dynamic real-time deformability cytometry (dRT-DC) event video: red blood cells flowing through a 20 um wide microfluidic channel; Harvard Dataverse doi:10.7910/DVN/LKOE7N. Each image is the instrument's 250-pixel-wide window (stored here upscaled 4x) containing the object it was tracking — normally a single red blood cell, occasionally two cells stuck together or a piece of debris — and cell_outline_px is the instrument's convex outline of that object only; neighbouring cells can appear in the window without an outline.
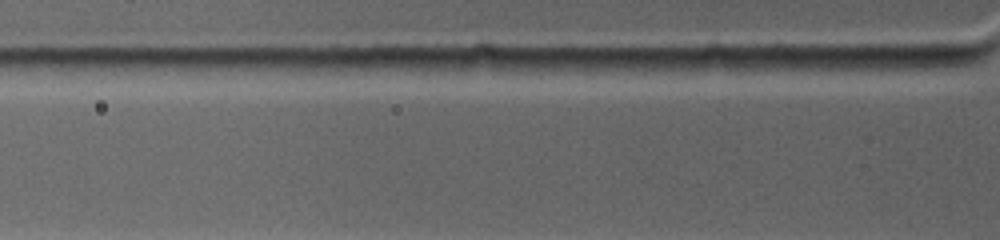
{"species": "common noctule bat (a hibernating species)", "species_latin": "Nyctalus noctula", "temperature_condition": "warm", "stored_images_in_passage": 3, "camera_frame_rate_fps": 4500, "um_per_image_px": 0.085, "animal": {"sex": "female", "body_mass_g": 19.0, "forearm_length_mm": 53.3}, "frame": {"image": 1, "passage_image": 3, "time_ms": 1.778, "image_size_px": [1000, 240], "cell_outline_px": [[968, 64], [924, 72], [832, 68], [856, 56], [948, 56], [968, 60]], "centroid_in_image_um": [76.69, 5.37], "position_along_channel_um": 49.1, "area_um2": 11.79}}